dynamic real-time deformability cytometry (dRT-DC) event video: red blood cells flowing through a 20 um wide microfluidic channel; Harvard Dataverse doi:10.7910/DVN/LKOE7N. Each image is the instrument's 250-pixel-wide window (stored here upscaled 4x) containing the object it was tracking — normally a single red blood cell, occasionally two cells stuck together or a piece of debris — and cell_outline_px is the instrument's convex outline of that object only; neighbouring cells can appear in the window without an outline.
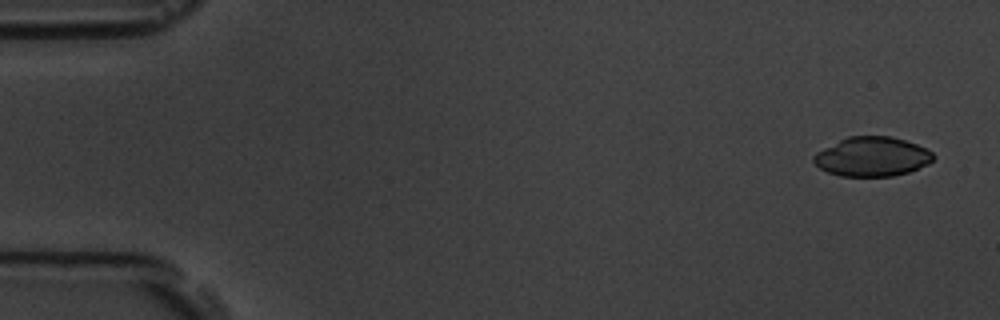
{"species": "common noctule bat (a hibernating species)", "species_latin": "Nyctalus noctula", "temperature_condition": "room temperature", "stored_images_in_passage": 5, "camera_frame_rate_fps": 3000, "um_per_image_px": 0.085, "animal": {"sex": "male", "body_mass_g": 19.5, "forearm_length_mm": 54.6}, "frame": {"image": 1, "passage_image": 1, "time_ms": 0.0, "image_size_px": [1000, 320], "cell_outline_px": [[936, 156], [928, 164], [908, 172], [892, 176], [840, 176], [828, 172], [820, 168], [812, 160], [812, 156], [816, 152], [848, 136], [892, 136], [916, 144], [932, 152]], "centroid_in_image_um": [74.12, 13.31], "position_along_channel_um": 10.9, "area_um2": 27.34}}